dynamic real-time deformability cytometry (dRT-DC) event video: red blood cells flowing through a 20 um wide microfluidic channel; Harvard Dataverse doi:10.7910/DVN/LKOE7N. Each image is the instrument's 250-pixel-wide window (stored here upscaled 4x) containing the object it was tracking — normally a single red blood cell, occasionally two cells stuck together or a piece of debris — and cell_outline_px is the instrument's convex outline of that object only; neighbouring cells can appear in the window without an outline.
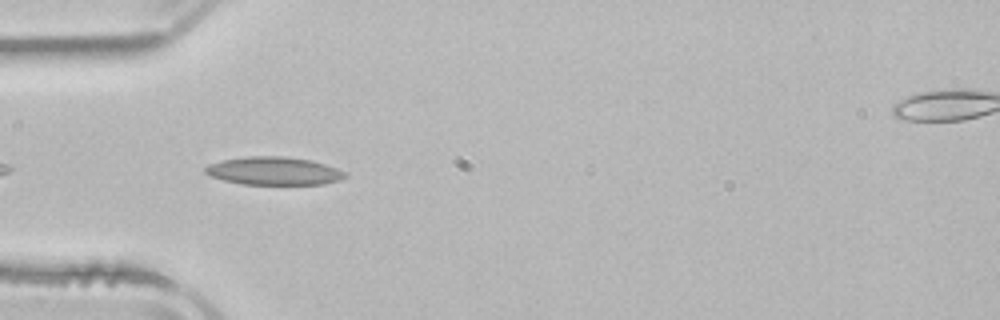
{"species": "common noctule bat (a hibernating species)", "species_latin": "Nyctalus noctula", "temperature_condition": "room temperature", "stored_images_in_passage": 3, "camera_frame_rate_fps": 3000, "um_per_image_px": 0.085, "animal": {"sex": "male", "body_mass_g": 21.5, "forearm_length_mm": 52.0}, "frame": {"image": 1, "passage_image": 2, "time_ms": 3.0, "image_size_px": [1000, 320], "cell_outline_px": [[348, 176], [340, 180], [324, 184], [244, 184], [224, 180], [212, 176], [204, 172], [204, 168], [208, 164], [224, 160], [248, 156], [284, 156], [312, 160], [336, 168], [344, 172]], "centroid_in_image_um": [23.29, 14.53], "position_along_channel_um": 61.7, "area_um2": 22.72}}
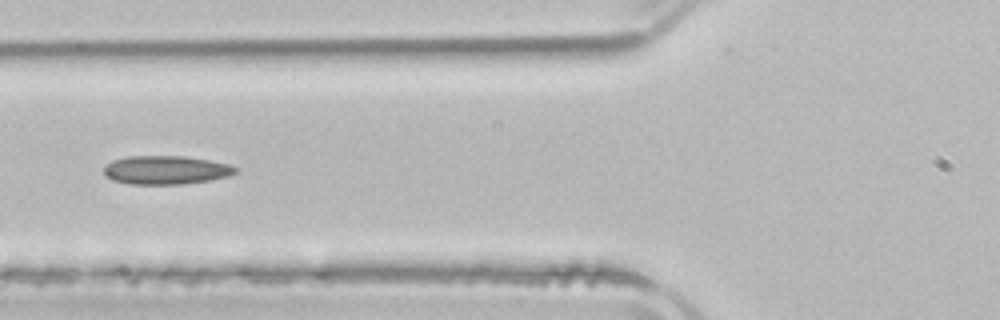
{"frame": {"image": 2, "passage_image": 3, "time_ms": 4.333, "image_size_px": [1000, 320], "cell_outline_px": [[240, 168], [236, 172], [228, 176], [208, 180], [180, 184], [128, 184], [112, 180], [104, 172], [104, 164], [112, 160], [128, 156], [184, 156], [208, 160], [228, 164]], "centroid_in_image_um": [14.08, 14.44], "position_along_channel_um": 111.7, "area_um2": 21.91}}